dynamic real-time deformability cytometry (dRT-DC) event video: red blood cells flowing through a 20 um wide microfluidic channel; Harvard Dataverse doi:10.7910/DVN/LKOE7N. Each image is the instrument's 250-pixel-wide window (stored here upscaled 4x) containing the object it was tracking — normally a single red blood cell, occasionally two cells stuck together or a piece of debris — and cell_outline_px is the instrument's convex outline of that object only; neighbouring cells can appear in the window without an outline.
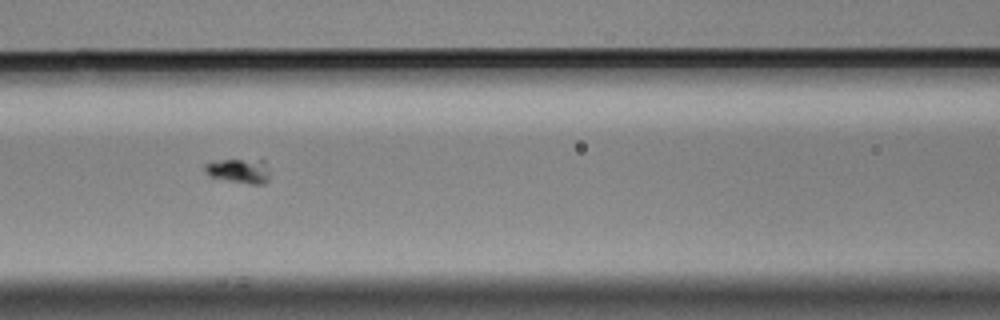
{"species": "Egyptian fruit bat (a non-hibernating species)", "species_latin": "Rousettus aegyptiacus", "temperature_condition": "cold", "stored_images_in_passage": 59, "camera_frame_rate_fps": 3000, "um_per_image_px": 0.085, "animal": {"sex": "male"}, "frame": {"image": 1, "passage_image": 26, "time_ms": 8.333, "image_size_px": [1000, 320], "cell_outline_px": [[268, 180], [264, 184], [248, 184], [208, 176], [204, 172], [204, 164], [212, 160], [264, 156], [268, 168]], "centroid_in_image_um": [20.34, 14.44], "position_along_channel_um": 146.3, "area_um2": 10.17}}
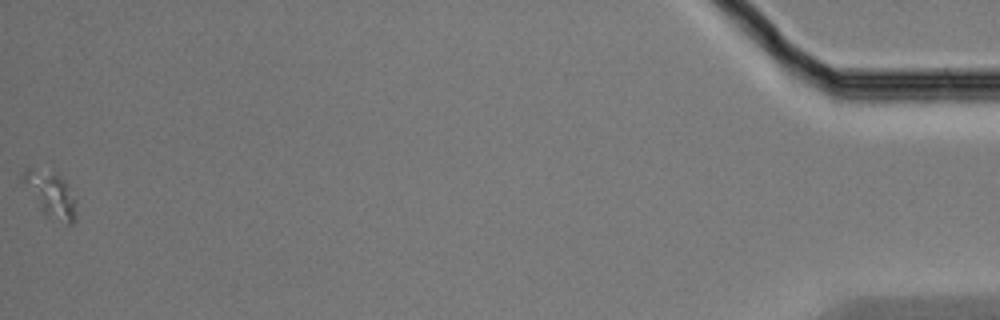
{"frame": {"image": 2, "passage_image": 59, "time_ms": 19.333, "image_size_px": [1000, 320], "cell_outline_px": [[76, 220], [72, 224], [68, 224], [44, 216], [20, 176], [20, 172], [24, 168], [32, 168], [56, 172], [64, 180], [76, 200]], "centroid_in_image_um": [4.31, 16.52], "position_along_channel_um": 430.9, "area_um2": 14.28}}